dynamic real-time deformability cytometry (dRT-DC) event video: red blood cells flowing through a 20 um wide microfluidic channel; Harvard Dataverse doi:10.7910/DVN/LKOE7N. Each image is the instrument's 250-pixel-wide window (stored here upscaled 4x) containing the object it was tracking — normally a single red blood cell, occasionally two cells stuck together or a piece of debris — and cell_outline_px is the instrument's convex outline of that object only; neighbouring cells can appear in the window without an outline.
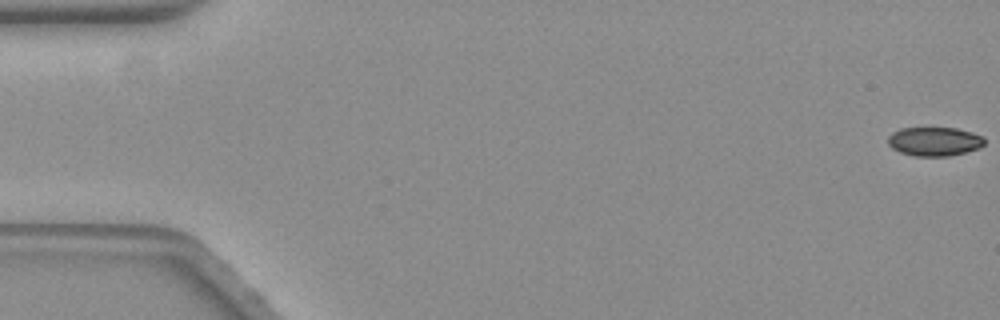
{"species": "common noctule bat (a hibernating species)", "species_latin": "Nyctalus noctula", "temperature_condition": "warm", "stored_images_in_passage": 59, "camera_frame_rate_fps": 3000, "um_per_image_px": 0.085, "animal": {"sex": "female", "body_mass_g": 19.3, "forearm_length_mm": 54.1}, "frame": {"image": 1, "passage_image": 1, "time_ms": 0.0, "image_size_px": [1000, 320], "cell_outline_px": [[984, 144], [980, 148], [948, 156], [912, 156], [900, 152], [892, 148], [888, 144], [888, 136], [892, 132], [900, 128], [956, 128], [972, 132], [984, 136]], "centroid_in_image_um": [79.42, 12.02], "position_along_channel_um": 5.6, "area_um2": 16.36}}
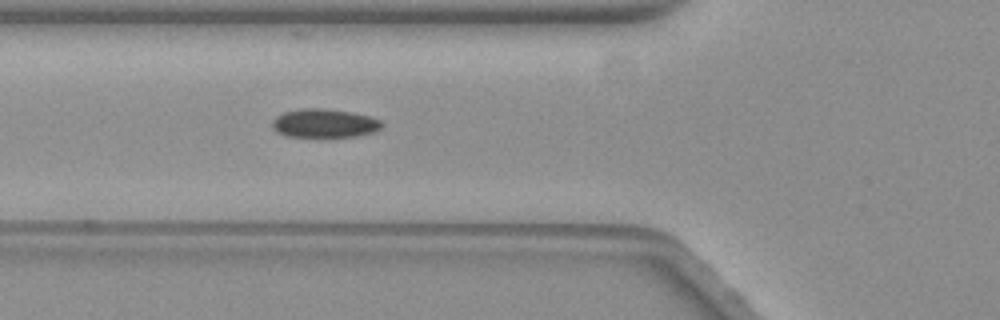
{"frame": {"image": 2, "passage_image": 22, "time_ms": 7.0, "image_size_px": [1000, 320], "cell_outline_px": [[384, 124], [376, 132], [356, 136], [324, 140], [284, 136], [276, 132], [272, 128], [272, 120], [276, 116], [284, 112], [300, 108], [324, 108], [352, 112], [368, 116], [380, 120]], "centroid_in_image_um": [27.54, 10.53], "position_along_channel_um": 98.3, "area_um2": 19.42}}
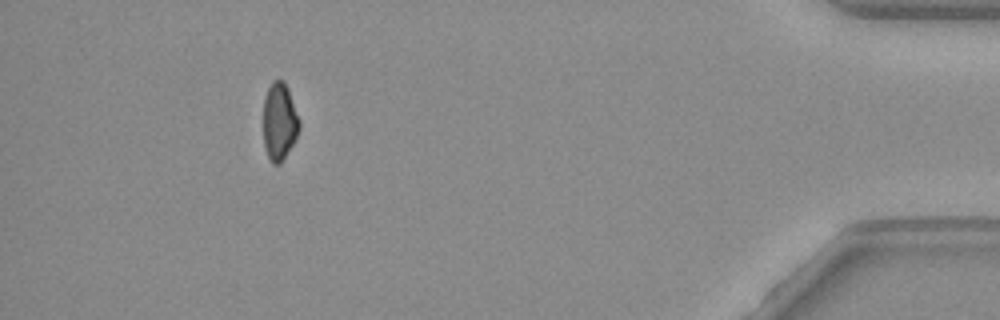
{"frame": {"image": 3, "passage_image": 54, "time_ms": 17.667, "image_size_px": [1000, 320], "cell_outline_px": [[300, 128], [292, 144], [280, 164], [272, 164], [264, 148], [264, 96], [272, 80], [284, 80], [288, 88], [300, 120]], "centroid_in_image_um": [23.75, 10.31], "position_along_channel_um": 411.5, "area_um2": 16.24}}